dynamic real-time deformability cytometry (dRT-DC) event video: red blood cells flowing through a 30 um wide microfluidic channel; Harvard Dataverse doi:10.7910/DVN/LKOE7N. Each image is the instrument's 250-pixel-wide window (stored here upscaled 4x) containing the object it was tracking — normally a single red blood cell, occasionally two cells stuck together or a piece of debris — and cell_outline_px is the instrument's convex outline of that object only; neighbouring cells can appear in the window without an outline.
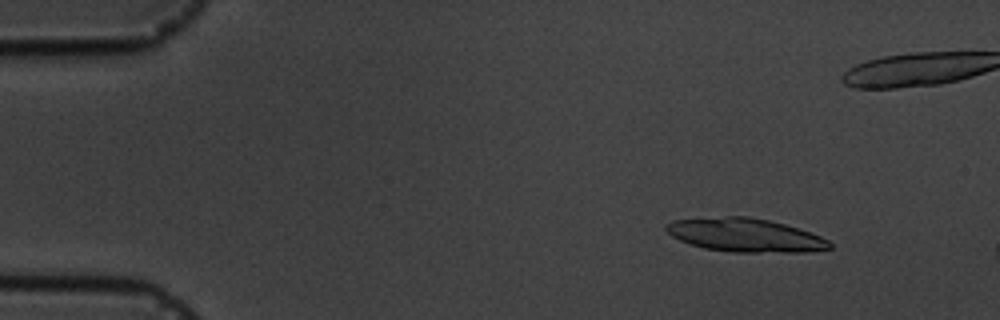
{"species": "common noctule bat (a hibernating species)", "species_latin": "Nyctalus noctula", "temperature_condition": "cold", "stored_images_in_passage": 5, "camera_frame_rate_fps": 3000, "um_per_image_px": 0.085, "animal": {"sex": "male", "body_mass_g": 19.5, "forearm_length_mm": 54.6}, "frame": {"image": 1, "passage_image": 2, "time_ms": 1.333, "image_size_px": [1000, 320], "cell_outline_px": [[832, 248], [804, 252], [732, 252], [704, 248], [688, 244], [672, 236], [664, 228], [672, 220], [724, 216], [748, 216], [768, 220], [784, 224], [820, 236], [828, 240], [832, 244]], "centroid_in_image_um": [63.32, 19.99], "position_along_channel_um": 21.7, "area_um2": 31.79}}